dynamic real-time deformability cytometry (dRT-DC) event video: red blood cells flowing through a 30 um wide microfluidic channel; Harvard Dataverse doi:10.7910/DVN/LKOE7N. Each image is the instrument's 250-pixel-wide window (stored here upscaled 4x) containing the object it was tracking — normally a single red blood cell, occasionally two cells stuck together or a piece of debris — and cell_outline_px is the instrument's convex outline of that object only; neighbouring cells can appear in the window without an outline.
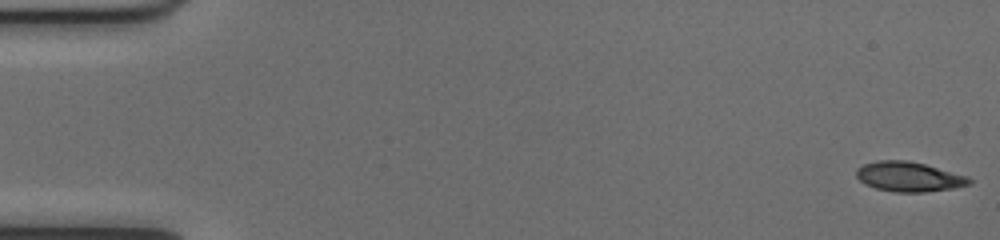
{"species": "common noctule bat (a hibernating species)", "species_latin": "Nyctalus noctula", "temperature_condition": "cold", "stored_images_in_passage": 52, "camera_frame_rate_fps": 3000, "um_per_image_px": 0.085, "animal": {"sex": "female", "body_mass_g": 17.0, "forearm_length_mm": 48.0}, "frame": {"image": 1, "passage_image": 1, "time_ms": 0.0, "image_size_px": [1000, 240], "cell_outline_px": [[972, 184], [952, 188], [924, 192], [896, 192], [876, 188], [860, 180], [856, 176], [856, 168], [864, 164], [876, 160], [908, 160], [924, 164], [968, 176], [972, 180]], "centroid_in_image_um": [77.26, 15.01], "position_along_channel_um": 7.7, "area_um2": 19.48}}
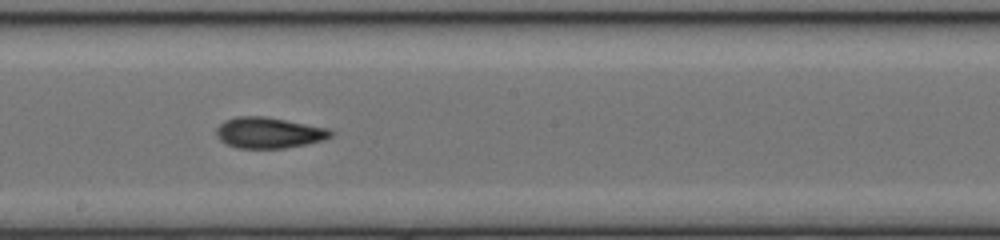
{"frame": {"image": 2, "passage_image": 29, "time_ms": 9.333, "image_size_px": [1000, 240], "cell_outline_px": [[336, 132], [332, 136], [324, 140], [308, 144], [284, 148], [236, 148], [220, 140], [216, 136], [216, 128], [224, 120], [236, 116], [264, 116], [328, 128]], "centroid_in_image_um": [22.86, 11.28], "position_along_channel_um": 225.3, "area_um2": 20.75}}
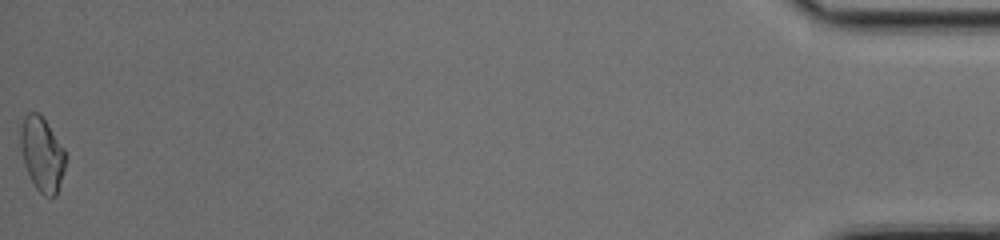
{"frame": {"image": 3, "passage_image": 52, "time_ms": 17.0, "image_size_px": [1000, 240], "cell_outline_px": [[68, 156], [56, 196], [44, 196], [36, 188], [24, 164], [20, 144], [20, 128], [24, 116], [28, 112], [36, 112], [44, 120], [64, 148]], "centroid_in_image_um": [3.58, 13.11], "position_along_channel_um": 431.6, "area_um2": 19.31}, "authors_computed_cell_mechanics": {"area_um2": 19.652, "velocity_mm_per_s": 4.0237, "shape_relaxation_time_tau1_ms": 5.1338, "shape_relaxation_time_tau2_ms": 2.0685, "deformation_change_tau1": 0.1917, "deformation_change_tau2": 0.0932}}